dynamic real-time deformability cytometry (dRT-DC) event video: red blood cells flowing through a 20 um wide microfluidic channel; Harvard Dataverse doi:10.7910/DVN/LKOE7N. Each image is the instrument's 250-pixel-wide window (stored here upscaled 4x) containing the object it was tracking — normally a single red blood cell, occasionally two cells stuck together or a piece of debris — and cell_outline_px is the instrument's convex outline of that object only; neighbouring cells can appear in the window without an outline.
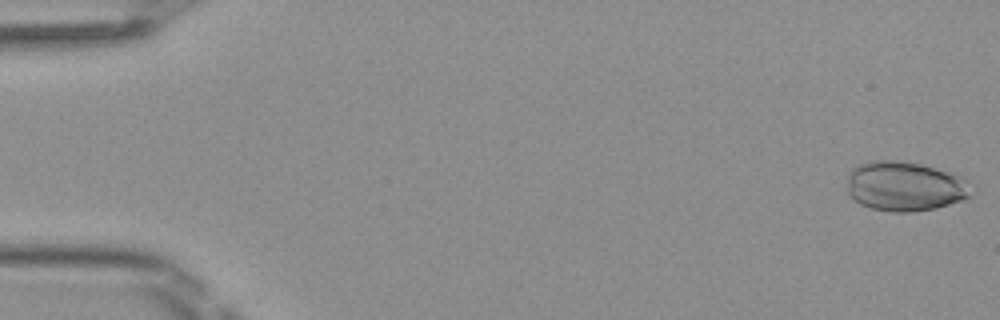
{"species": "Egyptian fruit bat (a non-hibernating species)", "species_latin": "Rousettus aegyptiacus", "temperature_condition": "room temperature", "stored_images_in_passage": 49, "camera_frame_rate_fps": 3000, "um_per_image_px": 0.085, "frame": {"image": 1, "passage_image": 1, "time_ms": 0.0, "image_size_px": [1000, 320], "cell_outline_px": [[968, 196], [964, 200], [936, 208], [912, 212], [892, 212], [872, 208], [860, 204], [848, 196], [848, 172], [852, 168], [860, 164], [872, 160], [896, 160], [920, 164], [956, 176], [964, 180]], "centroid_in_image_um": [76.79, 15.85], "position_along_channel_um": 8.2, "area_um2": 35.26}}
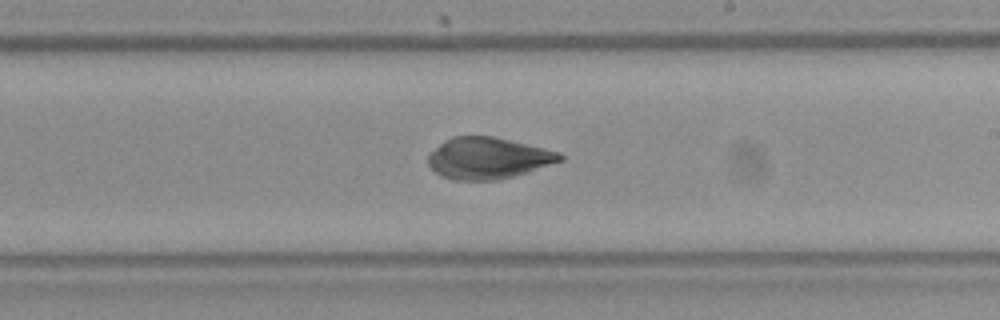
{"frame": {"image": 2, "passage_image": 29, "time_ms": 9.333, "image_size_px": [1000, 320], "cell_outline_px": [[564, 160], [528, 172], [500, 180], [452, 180], [440, 176], [428, 164], [428, 152], [444, 140], [452, 136], [492, 136], [544, 148], [560, 152], [564, 156]], "centroid_in_image_um": [41.46, 13.45], "position_along_channel_um": 247.5, "area_um2": 32.08}}
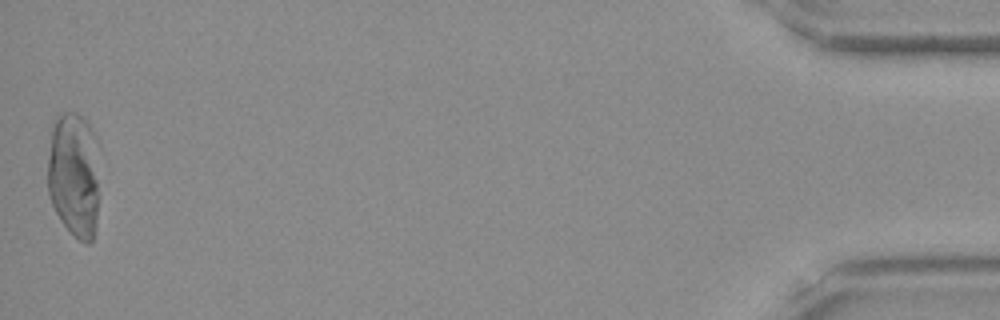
{"frame": {"image": 3, "passage_image": 49, "time_ms": 16.0, "image_size_px": [1000, 320], "cell_outline_px": [[96, 228], [92, 240], [88, 244], [80, 240], [60, 220], [52, 204], [48, 192], [48, 156], [52, 120], [56, 116], [64, 112], [76, 112], [88, 120], [92, 132], [96, 180]], "centroid_in_image_um": [6.21, 14.81], "position_along_channel_um": 429.0, "area_um2": 37.05}}